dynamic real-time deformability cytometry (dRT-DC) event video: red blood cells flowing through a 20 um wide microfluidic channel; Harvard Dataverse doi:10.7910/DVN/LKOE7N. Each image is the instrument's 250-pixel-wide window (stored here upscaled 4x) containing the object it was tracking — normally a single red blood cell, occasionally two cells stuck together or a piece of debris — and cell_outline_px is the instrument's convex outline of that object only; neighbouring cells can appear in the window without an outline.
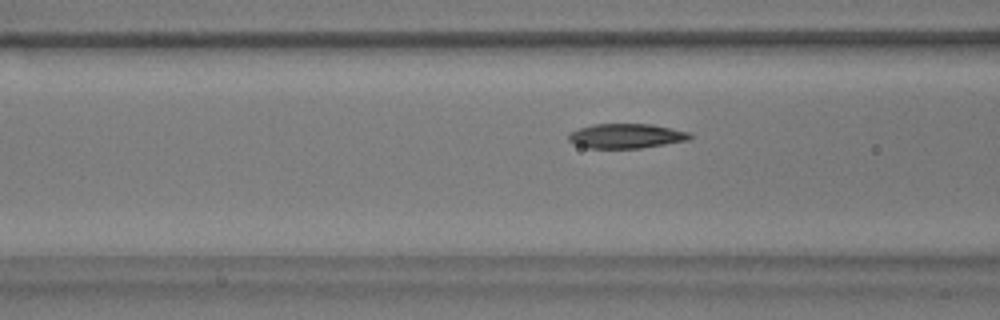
{"species": "common noctule bat (a hibernating species)", "species_latin": "Nyctalus noctula", "temperature_condition": "warm", "stored_images_in_passage": 39, "camera_frame_rate_fps": 3000, "um_per_image_px": 0.085, "animal": {"sex": "male", "body_mass_g": 17.9}, "frame": {"image": 1, "passage_image": 12, "time_ms": 3.667, "image_size_px": [1000, 320], "cell_outline_px": [[692, 136], [688, 140], [640, 148], [588, 148], [576, 144], [568, 140], [568, 136], [572, 132], [580, 128], [592, 124], [652, 124], [692, 132]], "centroid_in_image_um": [53.26, 11.55], "position_along_channel_um": 113.3, "area_um2": 17.34}}
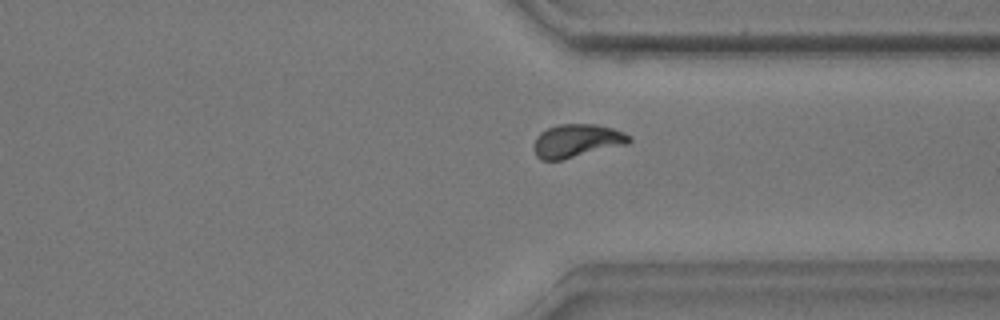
{"frame": {"image": 2, "passage_image": 33, "time_ms": 10.667, "image_size_px": [1000, 320], "cell_outline_px": [[632, 140], [628, 144], [560, 160], [540, 160], [536, 156], [532, 148], [536, 136], [540, 132], [548, 128], [560, 124], [596, 124], [612, 128], [624, 132], [632, 136]], "centroid_in_image_um": [49.02, 11.96], "position_along_channel_um": 362.4, "area_um2": 18.61}}
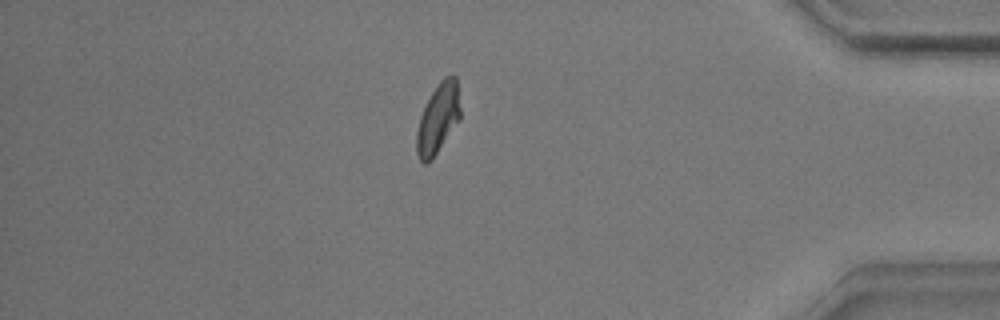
{"frame": {"image": 3, "passage_image": 39, "time_ms": 12.667, "image_size_px": [1000, 320], "cell_outline_px": [[460, 120], [432, 160], [428, 164], [424, 164], [420, 160], [416, 152], [416, 132], [420, 116], [432, 92], [440, 80], [444, 76], [456, 76], [460, 108]], "centroid_in_image_um": [37.23, 10.12], "position_along_channel_um": 398.0, "area_um2": 17.86}, "authors_computed_cell_mechanics": {"area_um2": 17.6868, "velocity_mm_per_s": 3.5573, "shape_relaxation_time_tau1_ms": 6.3653, "shape_relaxation_time_tau2_ms": 1.8324, "deformation_change_tau1": 0.201, "deformation_change_tau2": 0.0599}}